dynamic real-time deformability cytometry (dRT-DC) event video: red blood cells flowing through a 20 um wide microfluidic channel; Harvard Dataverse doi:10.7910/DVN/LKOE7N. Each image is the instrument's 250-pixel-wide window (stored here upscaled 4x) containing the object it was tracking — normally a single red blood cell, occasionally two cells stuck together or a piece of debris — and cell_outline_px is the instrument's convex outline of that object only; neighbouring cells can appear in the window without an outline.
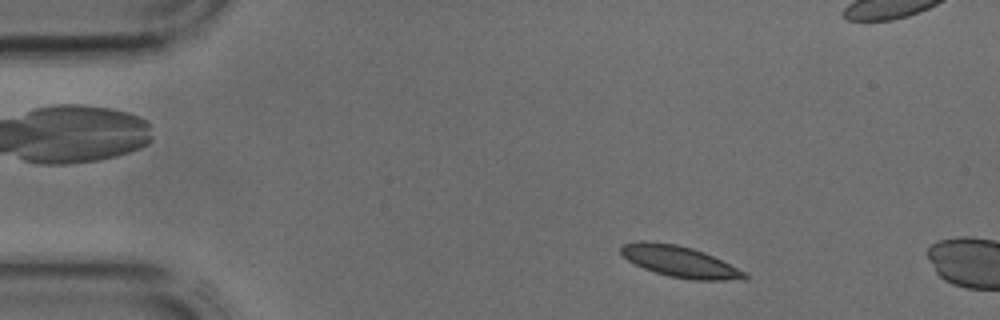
{"species": "common noctule bat (a hibernating species)", "species_latin": "Nyctalus noctula", "temperature_condition": "cold", "stored_images_in_passage": 5, "camera_frame_rate_fps": 3000, "um_per_image_px": 0.085, "animal": {"sex": "male", "body_mass_g": 17.9, "forearm_length_mm": 54.2}, "frame": {"image": 1, "passage_image": 3, "time_ms": 0.667, "image_size_px": [1000, 320], "cell_outline_px": [[748, 276], [744, 280], [696, 280], [668, 276], [644, 268], [628, 260], [620, 252], [620, 244], [640, 240], [644, 240], [676, 244], [692, 248], [704, 252], [748, 272]], "centroid_in_image_um": [57.8, 22.22], "position_along_channel_um": 27.2, "area_um2": 22.6}}